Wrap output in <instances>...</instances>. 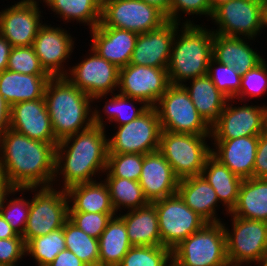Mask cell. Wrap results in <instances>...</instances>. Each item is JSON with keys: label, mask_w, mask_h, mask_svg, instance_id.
<instances>
[{"label": "cell", "mask_w": 267, "mask_h": 266, "mask_svg": "<svg viewBox=\"0 0 267 266\" xmlns=\"http://www.w3.org/2000/svg\"><path fill=\"white\" fill-rule=\"evenodd\" d=\"M117 128L113 137L108 138V153L148 154L159 150L162 128L154 107Z\"/></svg>", "instance_id": "cell-11"}, {"label": "cell", "mask_w": 267, "mask_h": 266, "mask_svg": "<svg viewBox=\"0 0 267 266\" xmlns=\"http://www.w3.org/2000/svg\"><path fill=\"white\" fill-rule=\"evenodd\" d=\"M25 246L26 257L31 255L38 266H48L61 251L66 249L63 228L30 239Z\"/></svg>", "instance_id": "cell-36"}, {"label": "cell", "mask_w": 267, "mask_h": 266, "mask_svg": "<svg viewBox=\"0 0 267 266\" xmlns=\"http://www.w3.org/2000/svg\"><path fill=\"white\" fill-rule=\"evenodd\" d=\"M48 266H87L73 252L65 249L61 251Z\"/></svg>", "instance_id": "cell-48"}, {"label": "cell", "mask_w": 267, "mask_h": 266, "mask_svg": "<svg viewBox=\"0 0 267 266\" xmlns=\"http://www.w3.org/2000/svg\"><path fill=\"white\" fill-rule=\"evenodd\" d=\"M207 76L212 80L216 88L228 99H235L240 92L241 75L231 66L219 63L213 57L211 58Z\"/></svg>", "instance_id": "cell-40"}, {"label": "cell", "mask_w": 267, "mask_h": 266, "mask_svg": "<svg viewBox=\"0 0 267 266\" xmlns=\"http://www.w3.org/2000/svg\"><path fill=\"white\" fill-rule=\"evenodd\" d=\"M146 2L148 5H152L160 10L167 18L170 20V5L171 0H142Z\"/></svg>", "instance_id": "cell-52"}, {"label": "cell", "mask_w": 267, "mask_h": 266, "mask_svg": "<svg viewBox=\"0 0 267 266\" xmlns=\"http://www.w3.org/2000/svg\"><path fill=\"white\" fill-rule=\"evenodd\" d=\"M98 241L99 266H118L132 247L126 225L117 215L108 222Z\"/></svg>", "instance_id": "cell-32"}, {"label": "cell", "mask_w": 267, "mask_h": 266, "mask_svg": "<svg viewBox=\"0 0 267 266\" xmlns=\"http://www.w3.org/2000/svg\"><path fill=\"white\" fill-rule=\"evenodd\" d=\"M177 193L184 203L207 223L222 222L216 214V207L220 206L217 194L202 175L180 179Z\"/></svg>", "instance_id": "cell-25"}, {"label": "cell", "mask_w": 267, "mask_h": 266, "mask_svg": "<svg viewBox=\"0 0 267 266\" xmlns=\"http://www.w3.org/2000/svg\"><path fill=\"white\" fill-rule=\"evenodd\" d=\"M66 23H87L90 30L101 22L102 0H43Z\"/></svg>", "instance_id": "cell-33"}, {"label": "cell", "mask_w": 267, "mask_h": 266, "mask_svg": "<svg viewBox=\"0 0 267 266\" xmlns=\"http://www.w3.org/2000/svg\"><path fill=\"white\" fill-rule=\"evenodd\" d=\"M181 24L182 29L178 28L175 33L167 67L171 85H183L190 79L207 75L213 52L211 30L189 19Z\"/></svg>", "instance_id": "cell-4"}, {"label": "cell", "mask_w": 267, "mask_h": 266, "mask_svg": "<svg viewBox=\"0 0 267 266\" xmlns=\"http://www.w3.org/2000/svg\"><path fill=\"white\" fill-rule=\"evenodd\" d=\"M247 39L249 42L253 40L214 34L212 57L219 63L231 66L241 76L244 75L264 60L256 49L250 48Z\"/></svg>", "instance_id": "cell-24"}, {"label": "cell", "mask_w": 267, "mask_h": 266, "mask_svg": "<svg viewBox=\"0 0 267 266\" xmlns=\"http://www.w3.org/2000/svg\"><path fill=\"white\" fill-rule=\"evenodd\" d=\"M132 246H161L158 215L153 203L118 215Z\"/></svg>", "instance_id": "cell-27"}, {"label": "cell", "mask_w": 267, "mask_h": 266, "mask_svg": "<svg viewBox=\"0 0 267 266\" xmlns=\"http://www.w3.org/2000/svg\"><path fill=\"white\" fill-rule=\"evenodd\" d=\"M153 204L158 215L161 246L171 251L207 224L184 203L178 193L155 201Z\"/></svg>", "instance_id": "cell-10"}, {"label": "cell", "mask_w": 267, "mask_h": 266, "mask_svg": "<svg viewBox=\"0 0 267 266\" xmlns=\"http://www.w3.org/2000/svg\"><path fill=\"white\" fill-rule=\"evenodd\" d=\"M263 0H230L218 6L211 20L217 28L214 34L255 38L262 32ZM261 30V31H260Z\"/></svg>", "instance_id": "cell-14"}, {"label": "cell", "mask_w": 267, "mask_h": 266, "mask_svg": "<svg viewBox=\"0 0 267 266\" xmlns=\"http://www.w3.org/2000/svg\"><path fill=\"white\" fill-rule=\"evenodd\" d=\"M99 111L93 107V125L90 128L58 142L53 185L62 175L61 188L66 190L76 184L95 181L93 176L96 177V173L106 171L109 137H106V124Z\"/></svg>", "instance_id": "cell-2"}, {"label": "cell", "mask_w": 267, "mask_h": 266, "mask_svg": "<svg viewBox=\"0 0 267 266\" xmlns=\"http://www.w3.org/2000/svg\"><path fill=\"white\" fill-rule=\"evenodd\" d=\"M172 266H230L223 222L207 223L176 246Z\"/></svg>", "instance_id": "cell-5"}, {"label": "cell", "mask_w": 267, "mask_h": 266, "mask_svg": "<svg viewBox=\"0 0 267 266\" xmlns=\"http://www.w3.org/2000/svg\"><path fill=\"white\" fill-rule=\"evenodd\" d=\"M179 180L169 162L159 151L144 154L138 182L149 203L177 193Z\"/></svg>", "instance_id": "cell-21"}, {"label": "cell", "mask_w": 267, "mask_h": 266, "mask_svg": "<svg viewBox=\"0 0 267 266\" xmlns=\"http://www.w3.org/2000/svg\"><path fill=\"white\" fill-rule=\"evenodd\" d=\"M11 106L0 94V136L10 128Z\"/></svg>", "instance_id": "cell-49"}, {"label": "cell", "mask_w": 267, "mask_h": 266, "mask_svg": "<svg viewBox=\"0 0 267 266\" xmlns=\"http://www.w3.org/2000/svg\"><path fill=\"white\" fill-rule=\"evenodd\" d=\"M230 215L267 222V179H243L236 206Z\"/></svg>", "instance_id": "cell-30"}, {"label": "cell", "mask_w": 267, "mask_h": 266, "mask_svg": "<svg viewBox=\"0 0 267 266\" xmlns=\"http://www.w3.org/2000/svg\"><path fill=\"white\" fill-rule=\"evenodd\" d=\"M91 48L119 69L129 64L138 34L118 28L105 27L101 22L90 30Z\"/></svg>", "instance_id": "cell-22"}, {"label": "cell", "mask_w": 267, "mask_h": 266, "mask_svg": "<svg viewBox=\"0 0 267 266\" xmlns=\"http://www.w3.org/2000/svg\"><path fill=\"white\" fill-rule=\"evenodd\" d=\"M231 231L223 223L230 266L255 263L267 257V222L231 215Z\"/></svg>", "instance_id": "cell-9"}, {"label": "cell", "mask_w": 267, "mask_h": 266, "mask_svg": "<svg viewBox=\"0 0 267 266\" xmlns=\"http://www.w3.org/2000/svg\"><path fill=\"white\" fill-rule=\"evenodd\" d=\"M193 15L196 14L212 17V8L210 0H171L170 5V21L181 23L180 14Z\"/></svg>", "instance_id": "cell-45"}, {"label": "cell", "mask_w": 267, "mask_h": 266, "mask_svg": "<svg viewBox=\"0 0 267 266\" xmlns=\"http://www.w3.org/2000/svg\"><path fill=\"white\" fill-rule=\"evenodd\" d=\"M10 128L30 139L58 143L55 138L45 99L22 101L11 106Z\"/></svg>", "instance_id": "cell-20"}, {"label": "cell", "mask_w": 267, "mask_h": 266, "mask_svg": "<svg viewBox=\"0 0 267 266\" xmlns=\"http://www.w3.org/2000/svg\"><path fill=\"white\" fill-rule=\"evenodd\" d=\"M57 144L9 128L0 136V179L15 188L53 186Z\"/></svg>", "instance_id": "cell-1"}, {"label": "cell", "mask_w": 267, "mask_h": 266, "mask_svg": "<svg viewBox=\"0 0 267 266\" xmlns=\"http://www.w3.org/2000/svg\"><path fill=\"white\" fill-rule=\"evenodd\" d=\"M41 0H21L0 12V34L13 47L32 46L43 25Z\"/></svg>", "instance_id": "cell-17"}, {"label": "cell", "mask_w": 267, "mask_h": 266, "mask_svg": "<svg viewBox=\"0 0 267 266\" xmlns=\"http://www.w3.org/2000/svg\"><path fill=\"white\" fill-rule=\"evenodd\" d=\"M154 108L164 131L211 135V126L197 112L183 85H170Z\"/></svg>", "instance_id": "cell-8"}, {"label": "cell", "mask_w": 267, "mask_h": 266, "mask_svg": "<svg viewBox=\"0 0 267 266\" xmlns=\"http://www.w3.org/2000/svg\"><path fill=\"white\" fill-rule=\"evenodd\" d=\"M22 188H15L4 180L0 179V215L5 204L7 197H10L14 193L21 192ZM10 195V196H9Z\"/></svg>", "instance_id": "cell-51"}, {"label": "cell", "mask_w": 267, "mask_h": 266, "mask_svg": "<svg viewBox=\"0 0 267 266\" xmlns=\"http://www.w3.org/2000/svg\"><path fill=\"white\" fill-rule=\"evenodd\" d=\"M73 40L65 28L51 27V24L46 23L39 28L32 47L42 67L51 77L67 75L69 70L63 67L73 53Z\"/></svg>", "instance_id": "cell-18"}, {"label": "cell", "mask_w": 267, "mask_h": 266, "mask_svg": "<svg viewBox=\"0 0 267 266\" xmlns=\"http://www.w3.org/2000/svg\"><path fill=\"white\" fill-rule=\"evenodd\" d=\"M65 191L70 204L69 212L116 213L104 180L76 184Z\"/></svg>", "instance_id": "cell-28"}, {"label": "cell", "mask_w": 267, "mask_h": 266, "mask_svg": "<svg viewBox=\"0 0 267 266\" xmlns=\"http://www.w3.org/2000/svg\"><path fill=\"white\" fill-rule=\"evenodd\" d=\"M12 47L10 42L0 34V73L7 69Z\"/></svg>", "instance_id": "cell-50"}, {"label": "cell", "mask_w": 267, "mask_h": 266, "mask_svg": "<svg viewBox=\"0 0 267 266\" xmlns=\"http://www.w3.org/2000/svg\"><path fill=\"white\" fill-rule=\"evenodd\" d=\"M26 256L23 237L0 239V266H18V261Z\"/></svg>", "instance_id": "cell-46"}, {"label": "cell", "mask_w": 267, "mask_h": 266, "mask_svg": "<svg viewBox=\"0 0 267 266\" xmlns=\"http://www.w3.org/2000/svg\"><path fill=\"white\" fill-rule=\"evenodd\" d=\"M12 237H22L18 235L10 224L0 215V239H7Z\"/></svg>", "instance_id": "cell-53"}, {"label": "cell", "mask_w": 267, "mask_h": 266, "mask_svg": "<svg viewBox=\"0 0 267 266\" xmlns=\"http://www.w3.org/2000/svg\"><path fill=\"white\" fill-rule=\"evenodd\" d=\"M106 182L110 200L114 211L119 212L120 209L134 210L149 204L143 189L138 181L128 180L126 178L106 177Z\"/></svg>", "instance_id": "cell-34"}, {"label": "cell", "mask_w": 267, "mask_h": 266, "mask_svg": "<svg viewBox=\"0 0 267 266\" xmlns=\"http://www.w3.org/2000/svg\"><path fill=\"white\" fill-rule=\"evenodd\" d=\"M230 0H210V5H211V8H212V14H213V11L218 7L220 6L221 4L225 3V2H228Z\"/></svg>", "instance_id": "cell-55"}, {"label": "cell", "mask_w": 267, "mask_h": 266, "mask_svg": "<svg viewBox=\"0 0 267 266\" xmlns=\"http://www.w3.org/2000/svg\"><path fill=\"white\" fill-rule=\"evenodd\" d=\"M259 266H267V257L256 262Z\"/></svg>", "instance_id": "cell-56"}, {"label": "cell", "mask_w": 267, "mask_h": 266, "mask_svg": "<svg viewBox=\"0 0 267 266\" xmlns=\"http://www.w3.org/2000/svg\"><path fill=\"white\" fill-rule=\"evenodd\" d=\"M262 27H267V0L262 2Z\"/></svg>", "instance_id": "cell-54"}, {"label": "cell", "mask_w": 267, "mask_h": 266, "mask_svg": "<svg viewBox=\"0 0 267 266\" xmlns=\"http://www.w3.org/2000/svg\"><path fill=\"white\" fill-rule=\"evenodd\" d=\"M27 187L22 192H34L30 201L29 217L23 233L25 244L33 238L63 228L69 219V202L65 189L53 187Z\"/></svg>", "instance_id": "cell-6"}, {"label": "cell", "mask_w": 267, "mask_h": 266, "mask_svg": "<svg viewBox=\"0 0 267 266\" xmlns=\"http://www.w3.org/2000/svg\"><path fill=\"white\" fill-rule=\"evenodd\" d=\"M144 154L108 153L106 177L126 178L138 181L142 171Z\"/></svg>", "instance_id": "cell-39"}, {"label": "cell", "mask_w": 267, "mask_h": 266, "mask_svg": "<svg viewBox=\"0 0 267 266\" xmlns=\"http://www.w3.org/2000/svg\"><path fill=\"white\" fill-rule=\"evenodd\" d=\"M7 69L28 75H49L42 67L32 46L12 47Z\"/></svg>", "instance_id": "cell-41"}, {"label": "cell", "mask_w": 267, "mask_h": 266, "mask_svg": "<svg viewBox=\"0 0 267 266\" xmlns=\"http://www.w3.org/2000/svg\"><path fill=\"white\" fill-rule=\"evenodd\" d=\"M30 199L26 200L24 197H15L6 199L2 210L3 218L10 224L14 231L23 236L26 223L29 217Z\"/></svg>", "instance_id": "cell-44"}, {"label": "cell", "mask_w": 267, "mask_h": 266, "mask_svg": "<svg viewBox=\"0 0 267 266\" xmlns=\"http://www.w3.org/2000/svg\"><path fill=\"white\" fill-rule=\"evenodd\" d=\"M207 138V139H206ZM211 135H194L172 133L162 130L159 152L171 165L179 179L199 176L211 155V147L207 144Z\"/></svg>", "instance_id": "cell-7"}, {"label": "cell", "mask_w": 267, "mask_h": 266, "mask_svg": "<svg viewBox=\"0 0 267 266\" xmlns=\"http://www.w3.org/2000/svg\"><path fill=\"white\" fill-rule=\"evenodd\" d=\"M234 102L233 99H228L218 120L211 126V141L260 135L267 130L265 104L263 106L244 104L236 107L233 105Z\"/></svg>", "instance_id": "cell-15"}, {"label": "cell", "mask_w": 267, "mask_h": 266, "mask_svg": "<svg viewBox=\"0 0 267 266\" xmlns=\"http://www.w3.org/2000/svg\"><path fill=\"white\" fill-rule=\"evenodd\" d=\"M118 266H172V251L164 246H132Z\"/></svg>", "instance_id": "cell-38"}, {"label": "cell", "mask_w": 267, "mask_h": 266, "mask_svg": "<svg viewBox=\"0 0 267 266\" xmlns=\"http://www.w3.org/2000/svg\"><path fill=\"white\" fill-rule=\"evenodd\" d=\"M253 177L267 179V130L259 135Z\"/></svg>", "instance_id": "cell-47"}, {"label": "cell", "mask_w": 267, "mask_h": 266, "mask_svg": "<svg viewBox=\"0 0 267 266\" xmlns=\"http://www.w3.org/2000/svg\"><path fill=\"white\" fill-rule=\"evenodd\" d=\"M109 100H106L103 106V113L106 114L107 121L118 124L117 126L131 122L144 113L148 106L141 100L124 96L120 93H114ZM133 103H140V107L137 108ZM130 105V106H129ZM136 107V108H135Z\"/></svg>", "instance_id": "cell-37"}, {"label": "cell", "mask_w": 267, "mask_h": 266, "mask_svg": "<svg viewBox=\"0 0 267 266\" xmlns=\"http://www.w3.org/2000/svg\"><path fill=\"white\" fill-rule=\"evenodd\" d=\"M267 92V64L265 59L253 69L241 76V87L235 99L242 103L246 96L261 97Z\"/></svg>", "instance_id": "cell-42"}, {"label": "cell", "mask_w": 267, "mask_h": 266, "mask_svg": "<svg viewBox=\"0 0 267 266\" xmlns=\"http://www.w3.org/2000/svg\"><path fill=\"white\" fill-rule=\"evenodd\" d=\"M116 213L69 212V220L87 235L99 239Z\"/></svg>", "instance_id": "cell-43"}, {"label": "cell", "mask_w": 267, "mask_h": 266, "mask_svg": "<svg viewBox=\"0 0 267 266\" xmlns=\"http://www.w3.org/2000/svg\"><path fill=\"white\" fill-rule=\"evenodd\" d=\"M190 87L183 84L188 91L197 112L212 126L223 111L228 98L222 94L207 76L190 79Z\"/></svg>", "instance_id": "cell-31"}, {"label": "cell", "mask_w": 267, "mask_h": 266, "mask_svg": "<svg viewBox=\"0 0 267 266\" xmlns=\"http://www.w3.org/2000/svg\"><path fill=\"white\" fill-rule=\"evenodd\" d=\"M166 21L160 10L142 0H102L101 23L105 27L141 34L159 28Z\"/></svg>", "instance_id": "cell-12"}, {"label": "cell", "mask_w": 267, "mask_h": 266, "mask_svg": "<svg viewBox=\"0 0 267 266\" xmlns=\"http://www.w3.org/2000/svg\"><path fill=\"white\" fill-rule=\"evenodd\" d=\"M66 249L73 252L87 266H99V241L87 235L69 219L63 226Z\"/></svg>", "instance_id": "cell-35"}, {"label": "cell", "mask_w": 267, "mask_h": 266, "mask_svg": "<svg viewBox=\"0 0 267 266\" xmlns=\"http://www.w3.org/2000/svg\"><path fill=\"white\" fill-rule=\"evenodd\" d=\"M44 99L58 141L93 125V99L66 76L50 78Z\"/></svg>", "instance_id": "cell-3"}, {"label": "cell", "mask_w": 267, "mask_h": 266, "mask_svg": "<svg viewBox=\"0 0 267 266\" xmlns=\"http://www.w3.org/2000/svg\"><path fill=\"white\" fill-rule=\"evenodd\" d=\"M179 25L167 20L157 29L138 34L129 64L167 69Z\"/></svg>", "instance_id": "cell-19"}, {"label": "cell", "mask_w": 267, "mask_h": 266, "mask_svg": "<svg viewBox=\"0 0 267 266\" xmlns=\"http://www.w3.org/2000/svg\"><path fill=\"white\" fill-rule=\"evenodd\" d=\"M50 75H28L6 69L0 73V94L12 106L44 98Z\"/></svg>", "instance_id": "cell-26"}, {"label": "cell", "mask_w": 267, "mask_h": 266, "mask_svg": "<svg viewBox=\"0 0 267 266\" xmlns=\"http://www.w3.org/2000/svg\"><path fill=\"white\" fill-rule=\"evenodd\" d=\"M89 55L69 68L66 77L93 101L114 94L119 85V68L100 57L92 48ZM91 54V55H90Z\"/></svg>", "instance_id": "cell-13"}, {"label": "cell", "mask_w": 267, "mask_h": 266, "mask_svg": "<svg viewBox=\"0 0 267 266\" xmlns=\"http://www.w3.org/2000/svg\"><path fill=\"white\" fill-rule=\"evenodd\" d=\"M170 85L166 68L128 64L119 70L117 93L154 107Z\"/></svg>", "instance_id": "cell-16"}, {"label": "cell", "mask_w": 267, "mask_h": 266, "mask_svg": "<svg viewBox=\"0 0 267 266\" xmlns=\"http://www.w3.org/2000/svg\"><path fill=\"white\" fill-rule=\"evenodd\" d=\"M259 135L214 140L211 154L242 179L253 177Z\"/></svg>", "instance_id": "cell-23"}, {"label": "cell", "mask_w": 267, "mask_h": 266, "mask_svg": "<svg viewBox=\"0 0 267 266\" xmlns=\"http://www.w3.org/2000/svg\"><path fill=\"white\" fill-rule=\"evenodd\" d=\"M201 175L214 188L219 203L225 206L228 215L236 206L243 179L234 174L212 154L207 158Z\"/></svg>", "instance_id": "cell-29"}]
</instances>
